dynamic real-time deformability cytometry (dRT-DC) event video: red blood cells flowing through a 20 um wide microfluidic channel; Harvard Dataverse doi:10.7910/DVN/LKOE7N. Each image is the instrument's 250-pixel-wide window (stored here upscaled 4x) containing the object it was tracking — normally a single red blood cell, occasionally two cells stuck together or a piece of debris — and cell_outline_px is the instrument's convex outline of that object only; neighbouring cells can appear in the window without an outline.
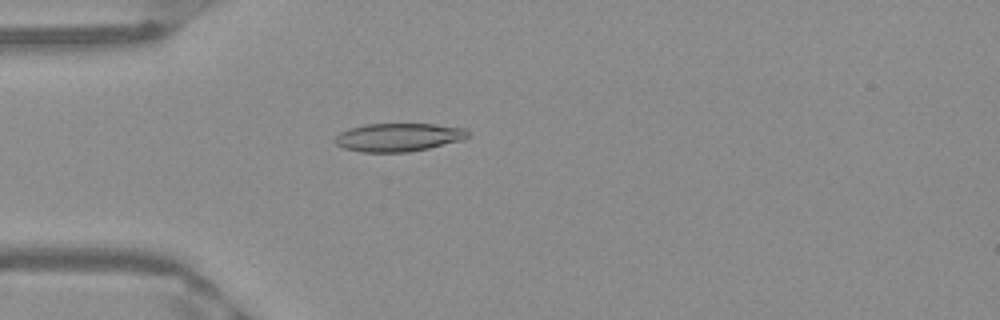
{"species": "Egyptian fruit bat (a non-hibernating species)", "species_latin": "Rousettus aegyptiacus", "temperature_condition": "warm", "stored_images_in_passage": 52, "camera_frame_rate_fps": 3000, "um_per_image_px": 0.085, "frame": {"image": 1, "passage_image": 15, "time_ms": 4.667, "image_size_px": [1000, 320], "cell_outline_px": [[468, 136], [464, 140], [428, 148], [408, 152], [360, 152], [344, 148], [336, 144], [336, 136], [340, 132], [364, 124], [436, 124], [464, 128], [468, 132]], "centroid_in_image_um": [33.89, 11.67], "position_along_channel_um": 51.1, "area_um2": 21.79}}
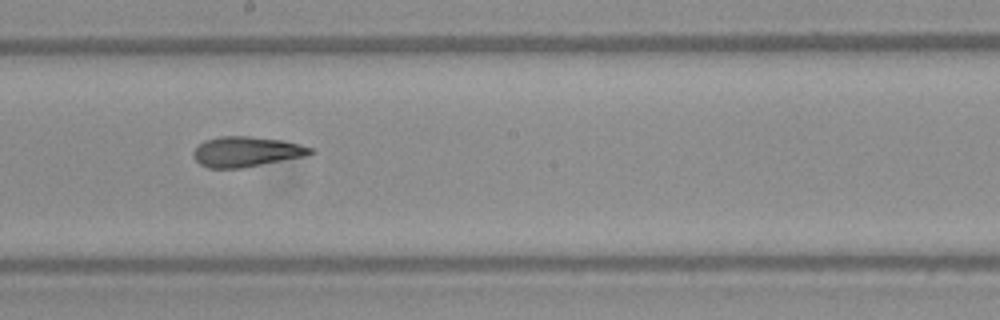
{"frame": {"image": 2, "passage_image": 29, "time_ms": 9.333, "image_size_px": [1000, 320], "cell_outline_px": [[316, 152], [304, 156], [244, 168], [208, 168], [200, 164], [192, 156], [192, 152], [204, 140], [220, 136], [252, 136], [280, 140], [300, 144], [316, 148]], "centroid_in_image_um": [20.95, 12.89], "position_along_channel_um": 227.2, "area_um2": 20.75}}
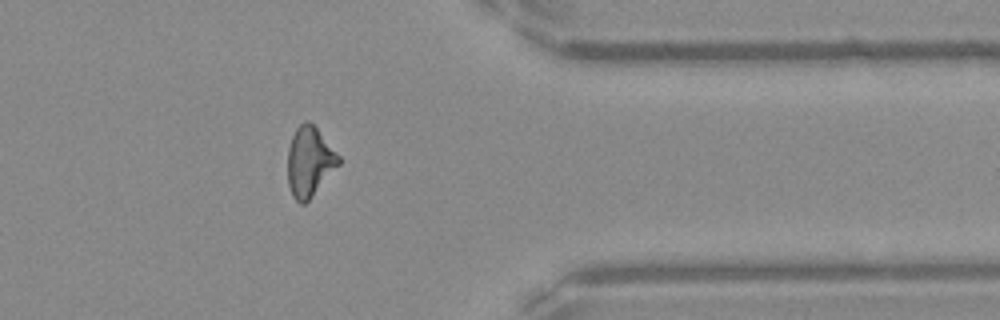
{"frame": {"image": 3, "passage_image": 42, "time_ms": 13.667, "image_size_px": [1000, 320], "cell_outline_px": [[340, 164], [312, 196], [304, 204], [300, 204], [292, 196], [288, 184], [288, 148], [292, 136], [296, 128], [304, 120], [308, 120], [316, 128], [340, 156]], "centroid_in_image_um": [26.3, 13.74], "position_along_channel_um": 385.1, "area_um2": 20.58}, "authors_computed_cell_mechanics": {"area_um2": 20.9236, "velocity_mm_per_s": 3.9705, "shape_relaxation_time_tau1_ms": null, "shape_relaxation_time_tau2_ms": 3.3049, "deformation_change_tau1": null, "deformation_change_tau2": 0.1185}}